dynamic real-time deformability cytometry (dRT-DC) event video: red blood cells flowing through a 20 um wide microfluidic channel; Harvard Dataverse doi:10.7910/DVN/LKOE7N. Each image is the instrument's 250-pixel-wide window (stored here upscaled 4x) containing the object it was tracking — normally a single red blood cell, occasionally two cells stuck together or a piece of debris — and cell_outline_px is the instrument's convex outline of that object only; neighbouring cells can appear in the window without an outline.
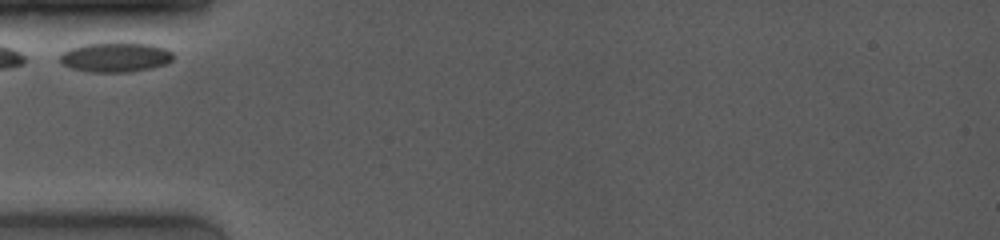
{"species": "common noctule bat (a hibernating species)", "species_latin": "Nyctalus noctula", "temperature_condition": "room temperature", "stored_images_in_passage": 12, "camera_frame_rate_fps": 4000, "um_per_image_px": 0.085, "animal": {"sex": "female", "body_mass_g": 19.0, "forearm_length_mm": 53.3}, "frame": {"image": 1, "passage_image": 1, "time_ms": 0.0, "image_size_px": [1000, 240], "cell_outline_px": [[172, 60], [168, 64], [152, 68], [128, 72], [92, 72], [72, 68], [64, 64], [60, 60], [60, 52], [84, 44], [152, 44], [164, 48], [172, 52]], "centroid_in_image_um": [9.83, 4.88], "position_along_channel_um": 75.2, "area_um2": 19.19}}
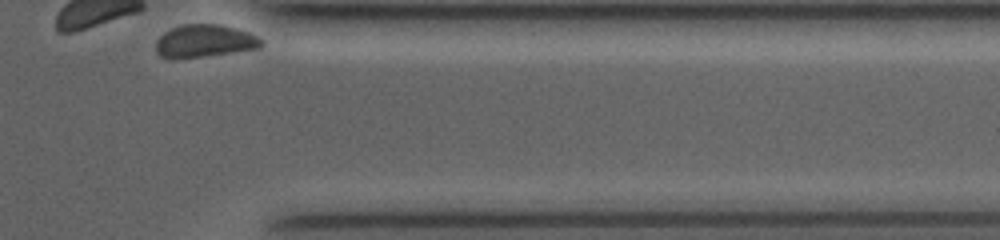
{"frame": {"image": 2, "passage_image": 12, "time_ms": 9.25, "image_size_px": [1000, 240], "cell_outline_px": [[264, 44], [260, 48], [172, 60], [160, 56], [156, 52], [156, 40], [164, 32], [172, 28], [184, 24], [220, 24], [236, 28], [248, 32], [264, 40]], "centroid_in_image_um": [17.37, 3.49], "position_along_channel_um": 394.0, "area_um2": 20.17}}